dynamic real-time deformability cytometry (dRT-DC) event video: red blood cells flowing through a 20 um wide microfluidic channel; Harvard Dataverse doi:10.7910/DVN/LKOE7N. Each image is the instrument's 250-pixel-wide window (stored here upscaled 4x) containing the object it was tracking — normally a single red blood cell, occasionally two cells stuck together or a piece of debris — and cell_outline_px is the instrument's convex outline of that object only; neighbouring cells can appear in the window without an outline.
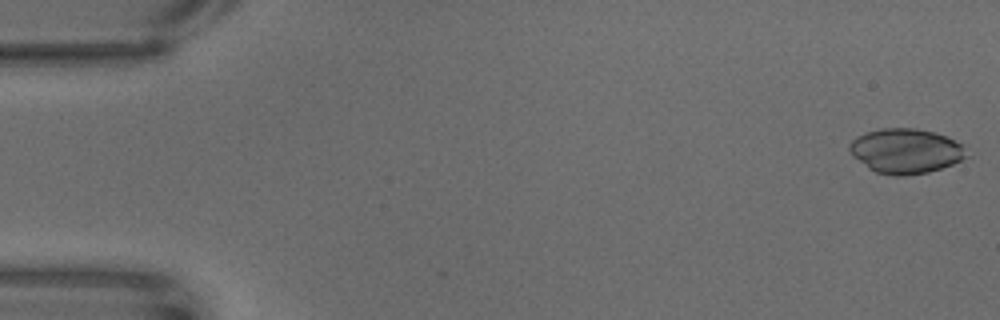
{"species": "common noctule bat (a hibernating species)", "species_latin": "Nyctalus noctula", "temperature_condition": "warm", "stored_images_in_passage": 63, "camera_frame_rate_fps": 3000, "um_per_image_px": 0.085, "animal": {"sex": "male", "body_mass_g": 18.8}, "frame": {"image": 1, "passage_image": 1, "time_ms": 0.0, "image_size_px": [1000, 320], "cell_outline_px": [[972, 156], [952, 164], [928, 172], [904, 176], [896, 176], [876, 172], [868, 168], [852, 156], [848, 148], [848, 144], [856, 136], [880, 128], [916, 128], [948, 136], [964, 144]], "centroid_in_image_um": [77.03, 12.83], "position_along_channel_um": 8.0, "area_um2": 31.04}}
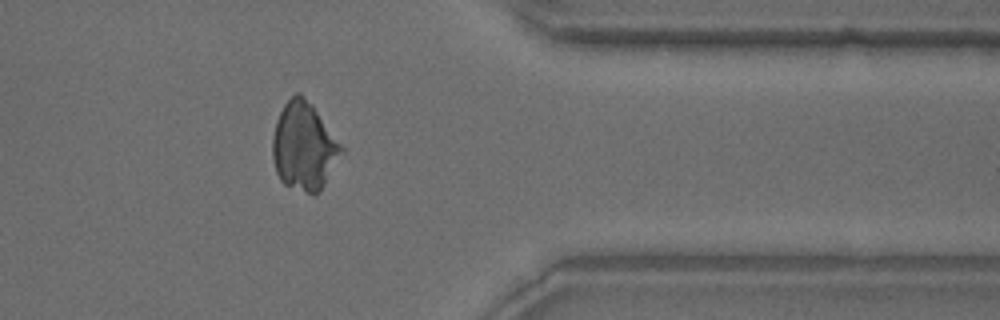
{"frame": {"image": 2, "passage_image": 51, "time_ms": 16.667, "image_size_px": [1000, 320], "cell_outline_px": [[344, 152], [320, 192], [312, 196], [284, 184], [280, 180], [276, 172], [272, 156], [272, 136], [276, 120], [284, 104], [296, 92], [300, 92], [312, 104], [344, 148]], "centroid_in_image_um": [25.84, 12.47], "position_along_channel_um": 385.6, "area_um2": 35.6}}
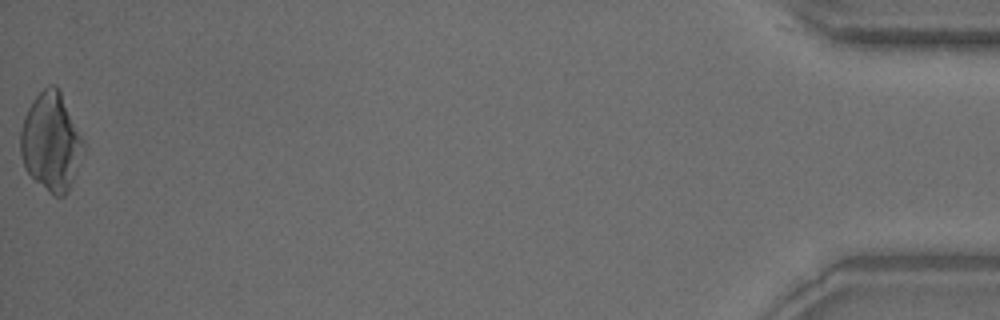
{"frame": {"image": 3, "passage_image": 63, "time_ms": 20.667, "image_size_px": [1000, 320], "cell_outline_px": [[84, 144], [68, 192], [64, 196], [56, 196], [36, 180], [24, 168], [20, 152], [20, 132], [24, 116], [28, 108], [36, 96], [48, 84], [56, 84], [84, 140]], "centroid_in_image_um": [4.31, 12.02], "position_along_channel_um": 430.9, "area_um2": 35.2}}